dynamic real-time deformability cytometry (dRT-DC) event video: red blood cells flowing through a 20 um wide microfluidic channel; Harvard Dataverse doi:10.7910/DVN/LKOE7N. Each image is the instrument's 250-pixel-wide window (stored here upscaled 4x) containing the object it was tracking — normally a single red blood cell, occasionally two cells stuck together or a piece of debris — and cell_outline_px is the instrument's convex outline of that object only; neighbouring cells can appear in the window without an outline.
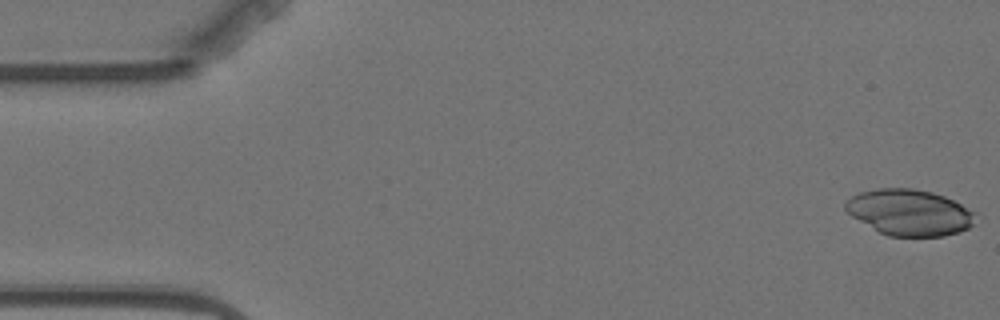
{"species": "Egyptian fruit bat (a non-hibernating species)", "species_latin": "Rousettus aegyptiacus", "temperature_condition": "warm", "stored_images_in_passage": 6, "segment_of_instrument_passage": [1, 2], "camera_frame_rate_fps": 3000, "um_per_image_px": 0.085, "animal": {"sex": "female"}, "frame": {"image": 1, "passage_image": 1, "time_ms": 0.0, "image_size_px": [1000, 320], "cell_outline_px": [[976, 212], [972, 224], [968, 228], [960, 232], [944, 236], [888, 236], [880, 232], [852, 216], [844, 208], [844, 204], [852, 196], [860, 192], [876, 188], [912, 188], [932, 192], [944, 196]], "centroid_in_image_um": [77.31, 18.05], "position_along_channel_um": 7.7, "area_um2": 34.68}}